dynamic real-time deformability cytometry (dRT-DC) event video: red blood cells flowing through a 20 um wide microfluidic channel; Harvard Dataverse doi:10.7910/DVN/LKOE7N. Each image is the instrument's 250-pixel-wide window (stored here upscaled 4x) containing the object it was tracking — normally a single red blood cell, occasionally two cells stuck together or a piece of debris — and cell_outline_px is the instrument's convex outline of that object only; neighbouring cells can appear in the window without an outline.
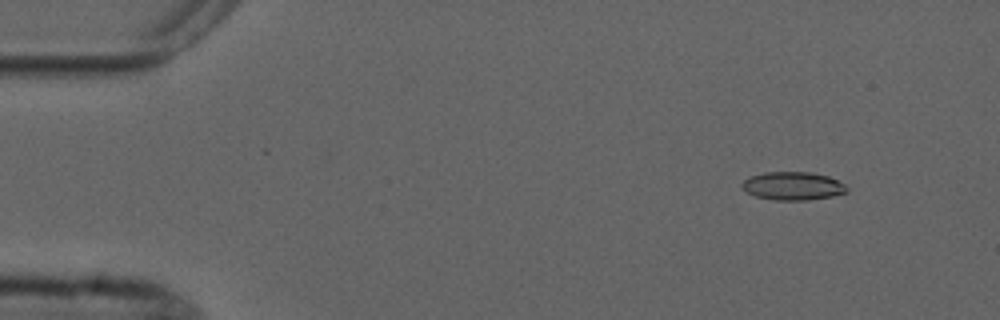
{"species": "common noctule bat (a hibernating species)", "species_latin": "Nyctalus noctula", "temperature_condition": "cold", "stored_images_in_passage": 8, "camera_frame_rate_fps": 3000, "um_per_image_px": 0.085, "animal": {"sex": "male", "forearm_length_mm": 52.5}, "frame": {"image": 1, "passage_image": 2, "time_ms": 1.333, "image_size_px": [1000, 320], "cell_outline_px": [[848, 192], [832, 196], [808, 200], [776, 200], [756, 196], [748, 192], [740, 184], [744, 180], [752, 176], [764, 172], [812, 172], [828, 176], [844, 184], [848, 188]], "centroid_in_image_um": [67.42, 15.8], "position_along_channel_um": 17.6, "area_um2": 17.11}}
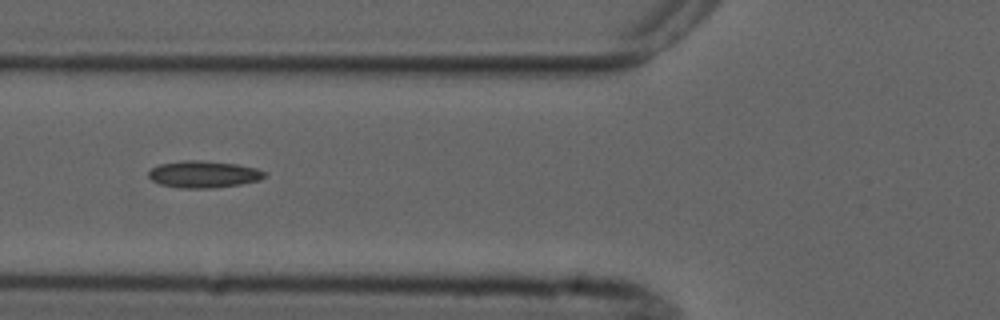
{"frame": {"image": 2, "passage_image": 6, "time_ms": 6.333, "image_size_px": [1000, 320], "cell_outline_px": [[268, 176], [260, 180], [240, 184], [212, 188], [180, 188], [160, 184], [152, 180], [148, 176], [148, 172], [152, 168], [160, 164], [184, 160], [200, 160], [236, 164], [256, 168], [268, 172]], "centroid_in_image_um": [17.34, 14.81], "position_along_channel_um": 108.5, "area_um2": 18.26}}
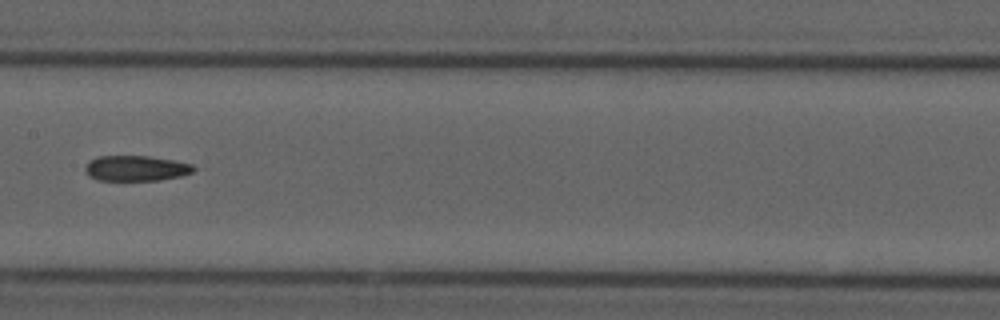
{"frame": {"image": 3, "passage_image": 8, "time_ms": 8.667, "image_size_px": [1000, 320], "cell_outline_px": [[196, 168], [192, 172], [180, 176], [160, 180], [96, 180], [88, 176], [84, 172], [84, 168], [88, 160], [96, 156], [148, 156], [172, 160], [192, 164]], "centroid_in_image_um": [11.49, 14.3], "position_along_channel_um": 195.9, "area_um2": 16.18}}